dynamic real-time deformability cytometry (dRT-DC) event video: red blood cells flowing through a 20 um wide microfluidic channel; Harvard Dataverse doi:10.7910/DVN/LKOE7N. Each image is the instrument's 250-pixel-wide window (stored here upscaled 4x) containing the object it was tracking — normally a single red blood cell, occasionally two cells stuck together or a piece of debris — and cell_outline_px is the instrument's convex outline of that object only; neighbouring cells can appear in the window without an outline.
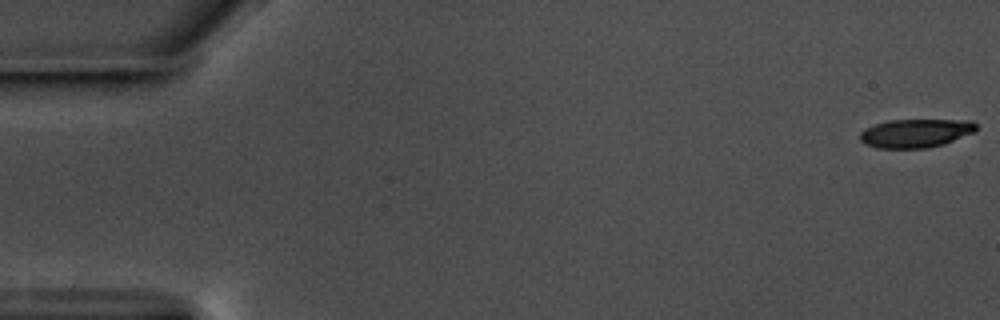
{"species": "common noctule bat (a hibernating species)", "species_latin": "Nyctalus noctula", "temperature_condition": "warm", "stored_images_in_passage": 59, "segment_of_instrument_passage": [1, 2], "camera_frame_rate_fps": 3000, "um_per_image_px": 0.085, "animal": {"sex": "male", "body_mass_g": 17.5, "forearm_length_mm": 52.3}, "frame": {"image": 1, "passage_image": 1, "time_ms": 0.0, "image_size_px": [1000, 320], "cell_outline_px": [[976, 132], [944, 144], [928, 148], [876, 148], [864, 144], [860, 140], [860, 132], [864, 128], [888, 120], [972, 120], [976, 124]], "centroid_in_image_um": [77.83, 11.32], "position_along_channel_um": 7.2, "area_um2": 19.54}}
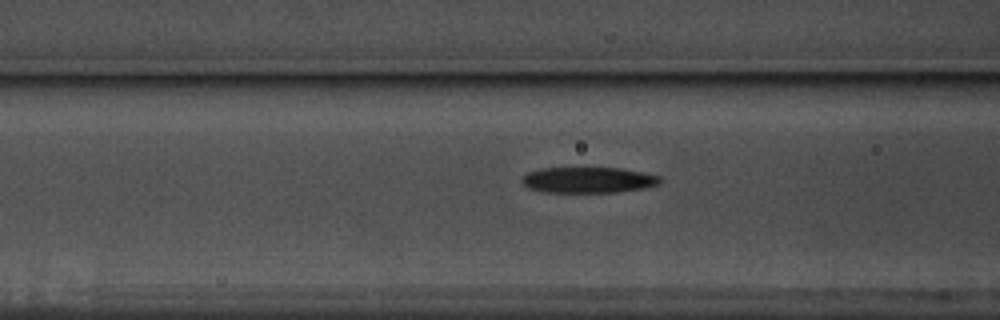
{"frame": {"image": 2, "passage_image": 23, "time_ms": 7.333, "image_size_px": [1000, 320], "cell_outline_px": [[660, 184], [644, 188], [616, 192], [544, 192], [528, 188], [520, 180], [528, 172], [540, 168], [620, 168], [644, 172], [660, 176]], "centroid_in_image_um": [50.0, 15.29], "position_along_channel_um": 116.6, "area_um2": 20.81}}
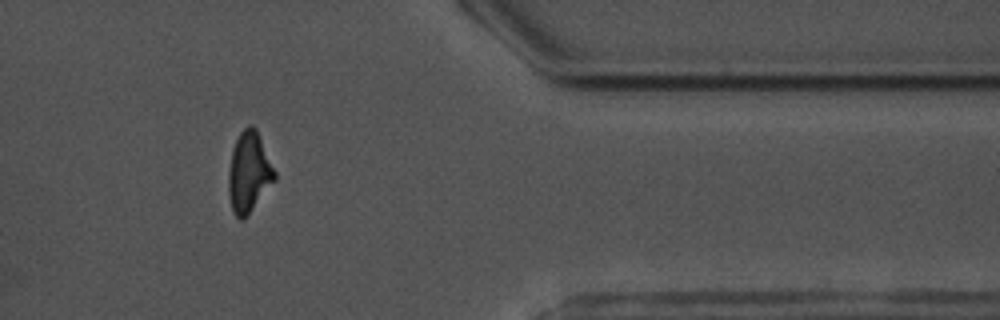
{"frame": {"image": 3, "passage_image": 48, "time_ms": 15.667, "image_size_px": [1000, 320], "cell_outline_px": [[276, 180], [244, 220], [240, 220], [232, 212], [228, 192], [228, 168], [232, 148], [240, 132], [248, 124], [252, 124], [256, 128], [276, 172]], "centroid_in_image_um": [21.15, 14.65], "position_along_channel_um": 390.3, "area_um2": 21.96}}